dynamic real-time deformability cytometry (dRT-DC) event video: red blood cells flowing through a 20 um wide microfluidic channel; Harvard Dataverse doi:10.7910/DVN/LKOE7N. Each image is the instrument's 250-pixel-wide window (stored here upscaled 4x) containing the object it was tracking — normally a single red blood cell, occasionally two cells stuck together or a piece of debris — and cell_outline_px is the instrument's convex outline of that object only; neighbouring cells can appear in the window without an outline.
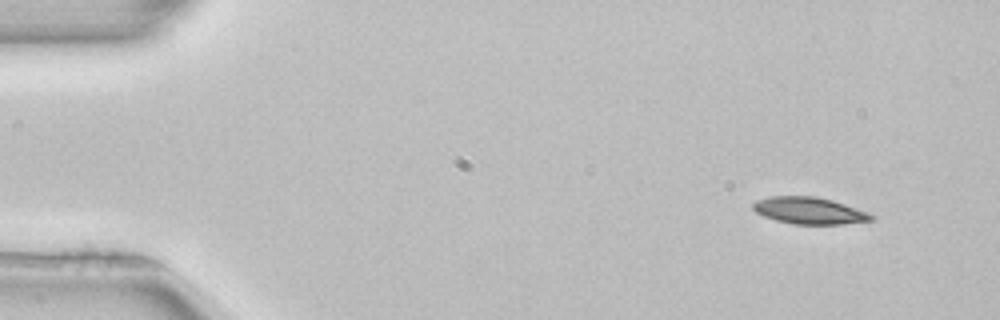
{"species": "common noctule bat (a hibernating species)", "species_latin": "Nyctalus noctula", "temperature_condition": "room temperature", "stored_images_in_passage": 13, "camera_frame_rate_fps": 3000, "um_per_image_px": 0.085, "animal": {"sex": "female", "body_mass_g": 22.7, "forearm_length_mm": 54.2}, "frame": {"image": 1, "passage_image": 1, "time_ms": 0.0, "image_size_px": [1000, 320], "cell_outline_px": [[876, 216], [872, 220], [840, 224], [792, 224], [776, 220], [764, 216], [756, 212], [752, 208], [752, 204], [756, 200], [768, 196], [816, 196], [832, 200], [868, 212]], "centroid_in_image_um": [68.76, 17.89], "position_along_channel_um": 16.2, "area_um2": 18.5}}
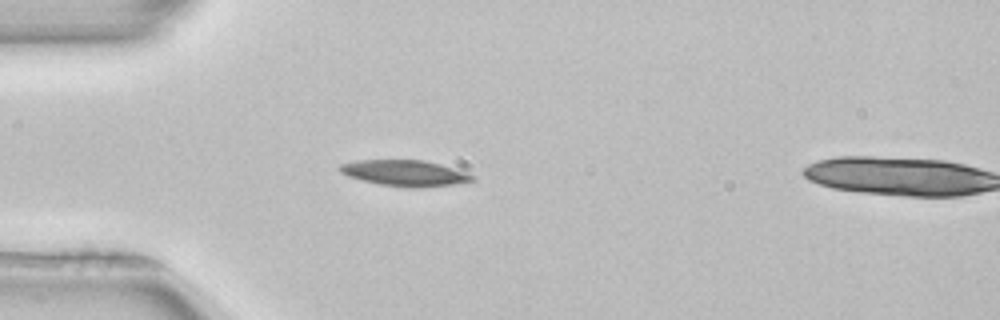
{"frame": {"image": 2, "passage_image": 11, "time_ms": 3.333, "image_size_px": [1000, 320], "cell_outline_px": [[476, 180], [452, 184], [420, 188], [408, 188], [380, 184], [360, 180], [348, 176], [340, 172], [340, 164], [356, 160], [424, 160], [440, 164], [476, 176]], "centroid_in_image_um": [34.4, 14.72], "position_along_channel_um": 50.6, "area_um2": 20.0}}